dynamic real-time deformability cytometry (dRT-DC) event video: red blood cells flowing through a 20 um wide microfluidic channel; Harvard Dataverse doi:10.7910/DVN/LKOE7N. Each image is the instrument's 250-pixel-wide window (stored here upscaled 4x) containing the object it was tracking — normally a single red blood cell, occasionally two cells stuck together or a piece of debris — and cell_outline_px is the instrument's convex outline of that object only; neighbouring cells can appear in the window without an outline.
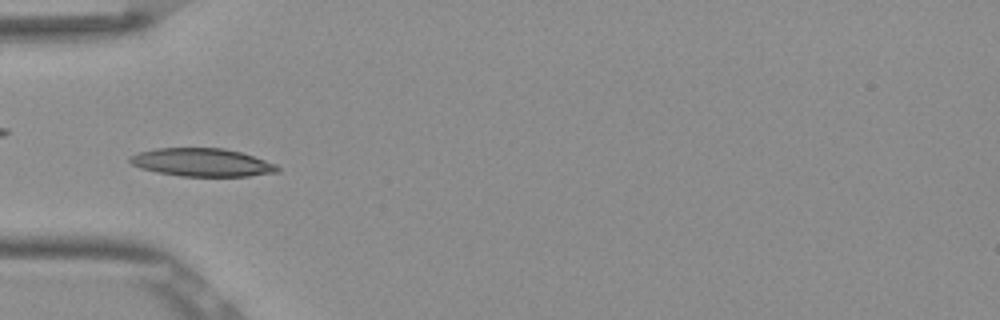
{"species": "Egyptian fruit bat (a non-hibernating species)", "species_latin": "Rousettus aegyptiacus", "temperature_condition": "room temperature", "stored_images_in_passage": 44, "camera_frame_rate_fps": 3000, "um_per_image_px": 0.085, "frame": {"image": 1, "passage_image": 8, "time_ms": 2.333, "image_size_px": [1000, 320], "cell_outline_px": [[280, 172], [248, 176], [180, 176], [156, 172], [140, 168], [132, 164], [128, 160], [128, 156], [140, 152], [156, 148], [224, 148], [240, 152], [276, 164], [280, 168]], "centroid_in_image_um": [17.16, 13.81], "position_along_channel_um": 67.8, "area_um2": 24.16}}
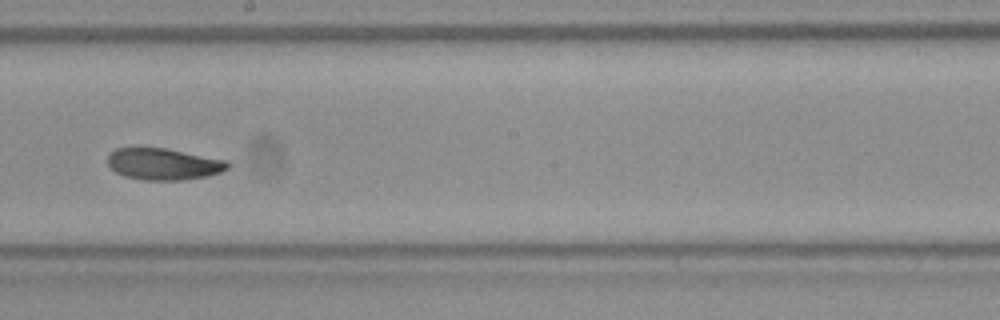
{"frame": {"image": 2, "passage_image": 21, "time_ms": 6.667, "image_size_px": [1000, 320], "cell_outline_px": [[232, 164], [228, 168], [220, 172], [208, 176], [184, 180], [144, 180], [124, 176], [116, 172], [108, 164], [108, 152], [116, 148], [164, 148], [228, 160]], "centroid_in_image_um": [13.92, 13.95], "position_along_channel_um": 234.3, "area_um2": 22.2}}
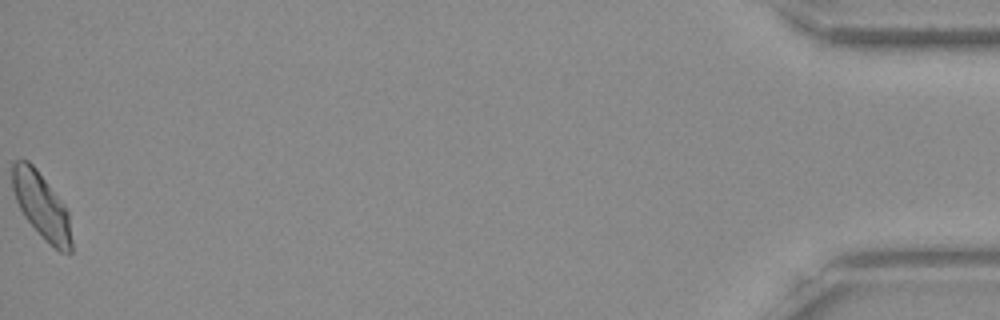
{"frame": {"image": 3, "passage_image": 44, "time_ms": 14.333, "image_size_px": [1000, 320], "cell_outline_px": [[72, 252], [60, 252], [24, 216], [16, 200], [12, 188], [12, 164], [16, 160], [28, 160], [36, 168], [64, 204], [68, 212], [72, 240]], "centroid_in_image_um": [3.53, 17.44], "position_along_channel_um": 431.7, "area_um2": 22.14}, "authors_computed_cell_mechanics": {"area_um2": 22.5709, "velocity_mm_per_s": 3.8495, "shape_relaxation_time_tau1_ms": 4.3691, "shape_relaxation_time_tau2_ms": 4.1251, "deformation_change_tau1": 0.119, "deformation_change_tau2": 0.068}}